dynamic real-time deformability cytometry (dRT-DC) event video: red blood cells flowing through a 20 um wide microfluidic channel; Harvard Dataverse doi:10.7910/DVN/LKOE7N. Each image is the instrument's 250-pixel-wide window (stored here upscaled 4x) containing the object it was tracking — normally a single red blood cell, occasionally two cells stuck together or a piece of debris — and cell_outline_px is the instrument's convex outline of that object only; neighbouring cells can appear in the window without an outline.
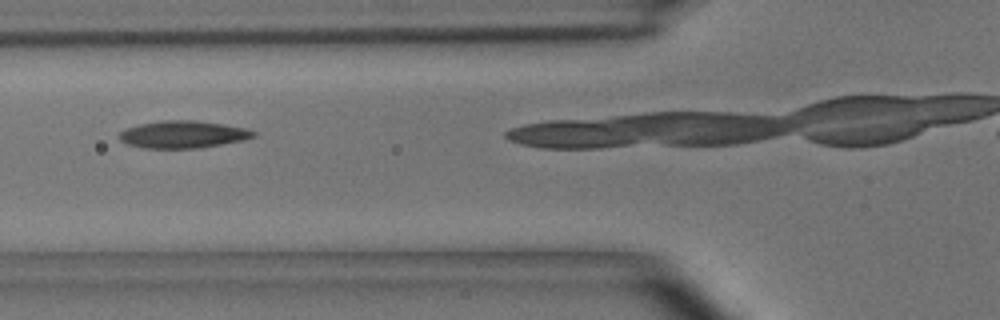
{"species": "common noctule bat (a hibernating species)", "species_latin": "Nyctalus noctula", "temperature_condition": "room temperature", "stored_images_in_passage": 7, "camera_frame_rate_fps": 3000, "um_per_image_px": 0.085, "animal": {"sex": "male", "body_mass_g": 15.6}, "frame": {"image": 1, "passage_image": 2, "time_ms": 1.333, "image_size_px": [1000, 320], "cell_outline_px": [[256, 136], [244, 140], [196, 148], [144, 148], [124, 144], [120, 140], [120, 132], [124, 128], [140, 124], [164, 120], [196, 120], [224, 124], [244, 128], [256, 132]], "centroid_in_image_um": [15.52, 11.42], "position_along_channel_um": 110.3, "area_um2": 21.33}}